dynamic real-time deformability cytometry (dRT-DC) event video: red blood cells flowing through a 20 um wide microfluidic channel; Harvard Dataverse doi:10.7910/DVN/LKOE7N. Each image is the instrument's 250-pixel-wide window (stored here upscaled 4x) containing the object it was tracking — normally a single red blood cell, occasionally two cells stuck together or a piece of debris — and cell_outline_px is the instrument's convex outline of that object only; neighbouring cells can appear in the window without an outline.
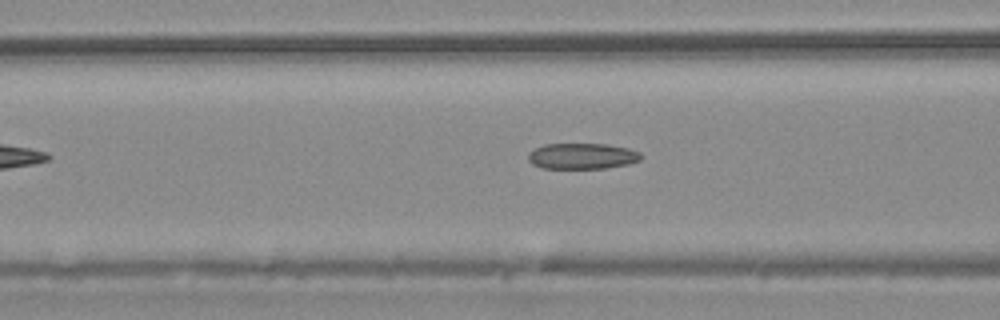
{"species": "common noctule bat (a hibernating species)", "species_latin": "Nyctalus noctula", "temperature_condition": "warm", "stored_images_in_passage": 40, "camera_frame_rate_fps": 3000, "um_per_image_px": 0.085, "animal": {"sex": "male", "body_mass_g": 20.4}, "frame": {"image": 1, "passage_image": 14, "time_ms": 4.333, "image_size_px": [1000, 320], "cell_outline_px": [[644, 156], [640, 160], [628, 164], [604, 168], [544, 168], [532, 164], [528, 160], [528, 152], [544, 144], [608, 144], [628, 148], [640, 152]], "centroid_in_image_um": [49.5, 13.26], "position_along_channel_um": 117.1, "area_um2": 17.05}}
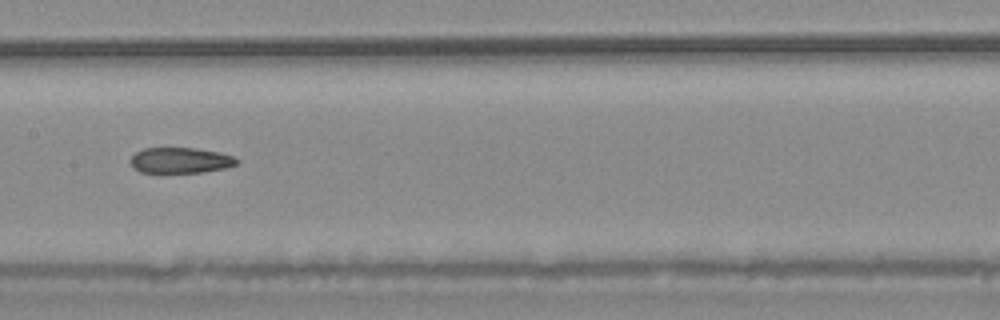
{"frame": {"image": 2, "passage_image": 20, "time_ms": 6.333, "image_size_px": [1000, 320], "cell_outline_px": [[240, 160], [236, 164], [224, 168], [204, 172], [140, 172], [132, 168], [128, 160], [136, 152], [144, 148], [196, 148], [220, 152], [232, 156]], "centroid_in_image_um": [15.3, 13.62], "position_along_channel_um": 192.1, "area_um2": 15.95}}
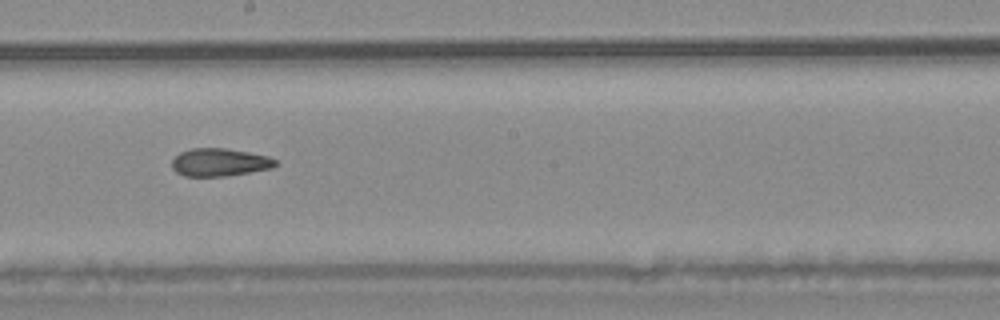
{"frame": {"image": 3, "passage_image": 23, "time_ms": 7.333, "image_size_px": [1000, 320], "cell_outline_px": [[276, 164], [272, 168], [228, 176], [184, 176], [176, 172], [172, 168], [172, 160], [180, 152], [192, 148], [224, 148], [248, 152], [268, 156], [276, 160]], "centroid_in_image_um": [18.65, 13.8], "position_along_channel_um": 229.6, "area_um2": 16.76}}